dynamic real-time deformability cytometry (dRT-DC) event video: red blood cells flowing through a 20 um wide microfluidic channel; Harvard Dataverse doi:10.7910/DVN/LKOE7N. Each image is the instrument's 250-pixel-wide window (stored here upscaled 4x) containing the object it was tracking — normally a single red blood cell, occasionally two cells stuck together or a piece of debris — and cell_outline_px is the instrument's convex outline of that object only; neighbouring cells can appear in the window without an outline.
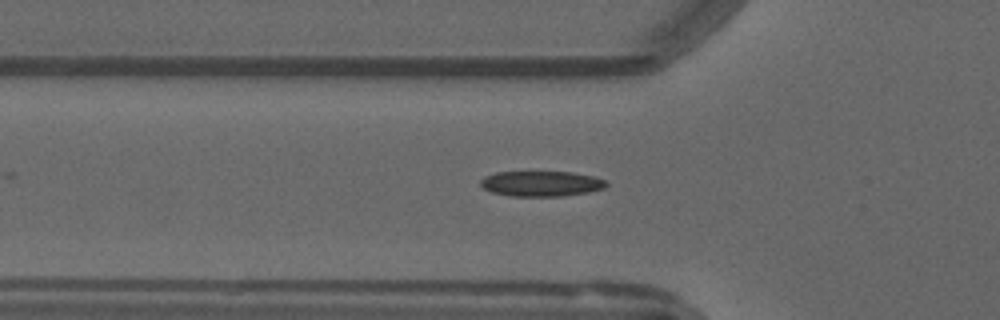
{"species": "common noctule bat (a hibernating species)", "species_latin": "Nyctalus noctula", "temperature_condition": "warm", "stored_images_in_passage": 37, "camera_frame_rate_fps": 3000, "um_per_image_px": 0.085, "animal": {"sex": "male", "forearm_length_mm": 52.5}, "frame": {"image": 1, "passage_image": 18, "time_ms": 5.667, "image_size_px": [1000, 320], "cell_outline_px": [[608, 184], [604, 188], [588, 192], [560, 196], [508, 196], [492, 192], [484, 188], [480, 184], [480, 180], [484, 176], [496, 172], [572, 172], [596, 176], [604, 180]], "centroid_in_image_um": [46.0, 15.6], "position_along_channel_um": 79.8, "area_um2": 18.61}}
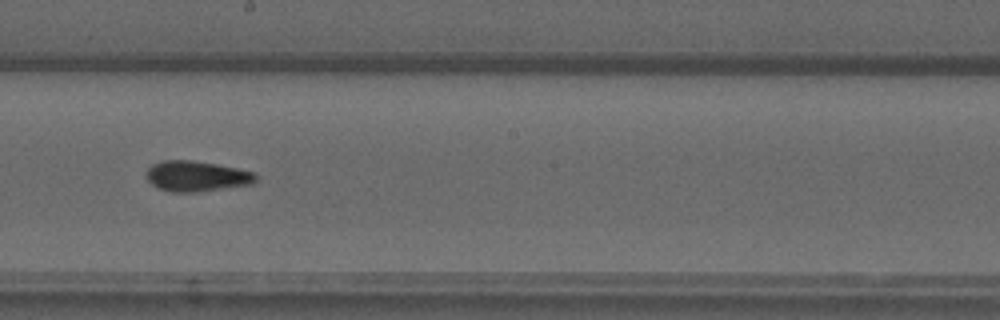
{"frame": {"image": 2, "passage_image": 30, "time_ms": 9.667, "image_size_px": [1000, 320], "cell_outline_px": [[256, 180], [252, 184], [196, 192], [172, 192], [160, 188], [152, 184], [144, 176], [144, 172], [152, 164], [160, 160], [192, 160], [216, 164], [256, 172]], "centroid_in_image_um": [16.67, 14.96], "position_along_channel_um": 231.5, "area_um2": 19.54}}
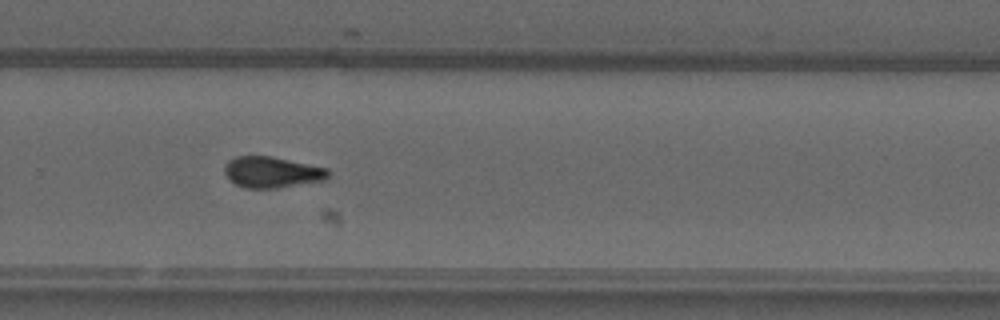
{"frame": {"image": 3, "passage_image": 36, "time_ms": 11.667, "image_size_px": [1000, 320], "cell_outline_px": [[328, 176], [324, 180], [276, 188], [248, 188], [236, 184], [224, 172], [224, 164], [228, 160], [236, 156], [272, 156], [328, 168]], "centroid_in_image_um": [23.1, 14.62], "position_along_channel_um": 306.7, "area_um2": 18.61}, "authors_computed_cell_mechanics": {"area_um2": 18.6116, "velocity_mm_per_s": 3.7714, "shape_relaxation_time_tau1_ms": 6.6039, "shape_relaxation_time_tau2_ms": 1.9978, "deformation_change_tau1": 0.1742, "deformation_change_tau2": 0.0689}}